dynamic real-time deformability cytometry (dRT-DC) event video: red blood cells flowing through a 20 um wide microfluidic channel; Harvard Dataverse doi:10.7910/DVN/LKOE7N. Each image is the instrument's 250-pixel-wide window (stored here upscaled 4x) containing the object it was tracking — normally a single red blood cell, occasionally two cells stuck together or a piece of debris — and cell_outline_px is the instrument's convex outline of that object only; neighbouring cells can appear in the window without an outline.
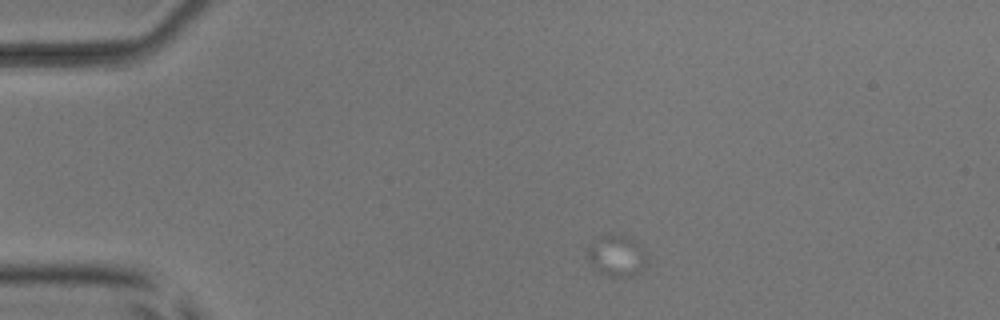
{"species": "common noctule bat (a hibernating species)", "species_latin": "Nyctalus noctula", "temperature_condition": "room temperature", "stored_images_in_passage": 5, "camera_frame_rate_fps": 3000, "um_per_image_px": 0.085, "animal": {"sex": "male", "body_mass_g": 17.9, "forearm_length_mm": 54.2}, "frame": {"image": 1, "passage_image": 1, "time_ms": 0.0, "image_size_px": [1000, 320], "cell_outline_px": [[648, 260], [644, 272], [632, 276], [612, 276], [600, 272], [592, 264], [588, 256], [588, 248], [608, 232], [624, 236], [632, 240], [644, 248]], "centroid_in_image_um": [52.52, 21.75], "position_along_channel_um": 32.5, "area_um2": 14.1}}
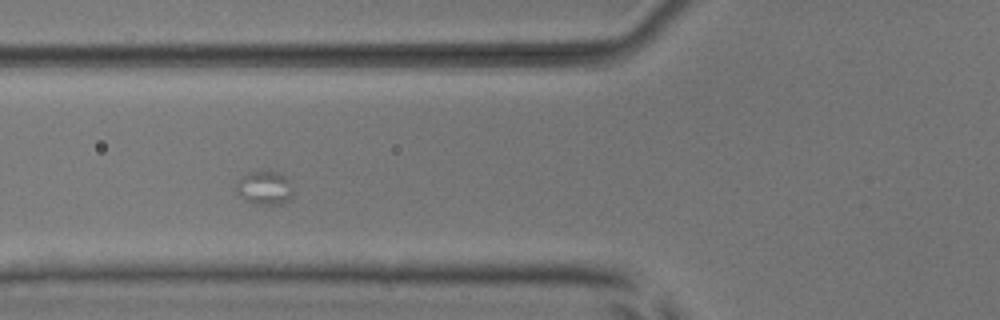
{"frame": {"image": 2, "passage_image": 4, "time_ms": 3.667, "image_size_px": [1000, 320], "cell_outline_px": [[292, 196], [288, 200], [280, 204], [252, 204], [244, 200], [236, 192], [236, 184], [248, 172], [260, 168], [280, 172], [288, 180], [292, 188]], "centroid_in_image_um": [22.47, 15.93], "position_along_channel_um": 103.3, "area_um2": 11.44}}